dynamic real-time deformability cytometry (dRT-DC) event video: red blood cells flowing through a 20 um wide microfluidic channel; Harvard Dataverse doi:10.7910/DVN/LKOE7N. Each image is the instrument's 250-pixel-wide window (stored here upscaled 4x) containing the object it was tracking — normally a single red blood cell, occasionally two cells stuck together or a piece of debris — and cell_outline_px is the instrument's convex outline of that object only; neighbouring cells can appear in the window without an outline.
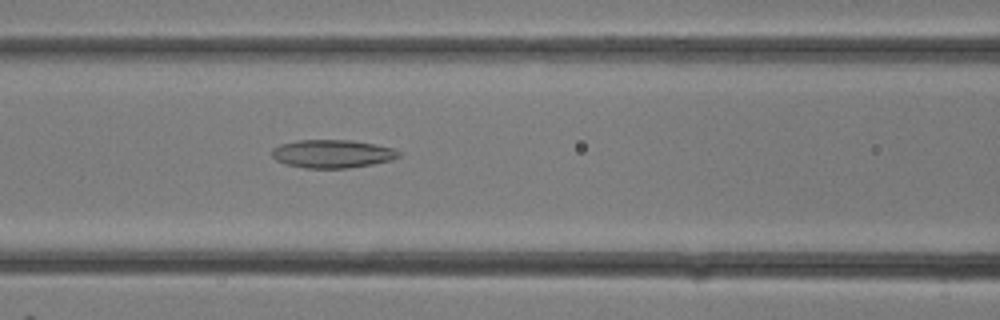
{"species": "common noctule bat (a hibernating species)", "species_latin": "Nyctalus noctula", "temperature_condition": "room temperature", "stored_images_in_passage": 11, "camera_frame_rate_fps": 3000, "um_per_image_px": 0.085, "animal": {"sex": "female"}, "frame": {"image": 1, "passage_image": 11, "time_ms": 3.333, "image_size_px": [1000, 320], "cell_outline_px": [[404, 152], [400, 156], [392, 160], [372, 164], [348, 168], [304, 168], [284, 164], [276, 160], [272, 156], [272, 148], [280, 144], [296, 140], [352, 140], [392, 148]], "centroid_in_image_um": [28.24, 13.07], "position_along_channel_um": 138.4, "area_um2": 20.98}}